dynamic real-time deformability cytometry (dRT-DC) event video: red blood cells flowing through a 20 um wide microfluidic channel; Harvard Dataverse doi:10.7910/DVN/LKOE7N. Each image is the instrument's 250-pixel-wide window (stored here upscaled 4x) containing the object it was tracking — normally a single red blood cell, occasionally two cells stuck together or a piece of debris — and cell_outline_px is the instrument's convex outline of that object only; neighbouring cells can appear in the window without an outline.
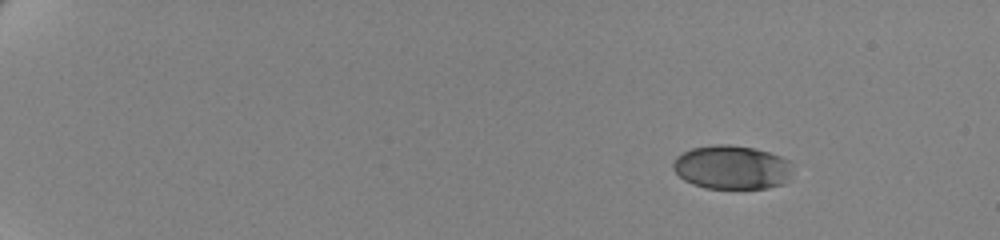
{"species": "human", "species_latin": "Homo sapiens", "temperature_condition": "cold", "stored_images_in_passage": 54, "camera_frame_rate_fps": 3000, "um_per_image_px": 0.085, "donor": {"sex": "female"}, "frame": {"image": 1, "passage_image": 1, "time_ms": 0.0, "image_size_px": [1000, 240], "cell_outline_px": [[792, 172], [784, 184], [768, 188], [704, 188], [692, 184], [684, 180], [672, 168], [672, 164], [676, 156], [692, 148], [716, 144], [728, 144], [752, 148], [768, 152], [792, 160]], "centroid_in_image_um": [62.22, 14.22], "position_along_channel_um": 22.8, "area_um2": 30.75}}
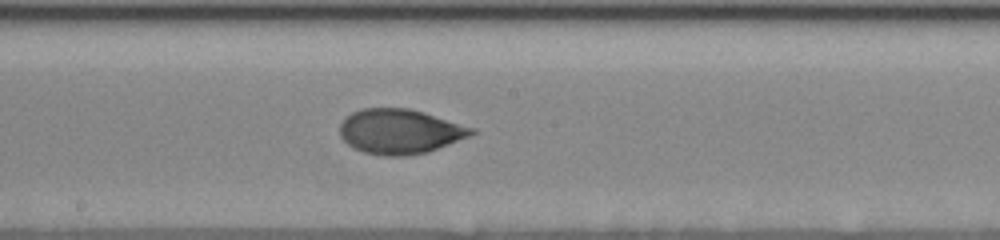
{"frame": {"image": 2, "passage_image": 30, "time_ms": 9.667, "image_size_px": [1000, 240], "cell_outline_px": [[476, 132], [468, 136], [428, 152], [404, 156], [384, 156], [364, 152], [348, 144], [340, 136], [340, 124], [352, 112], [360, 108], [408, 108], [424, 112], [476, 128]], "centroid_in_image_um": [33.99, 11.17], "position_along_channel_um": 214.2, "area_um2": 34.22}}
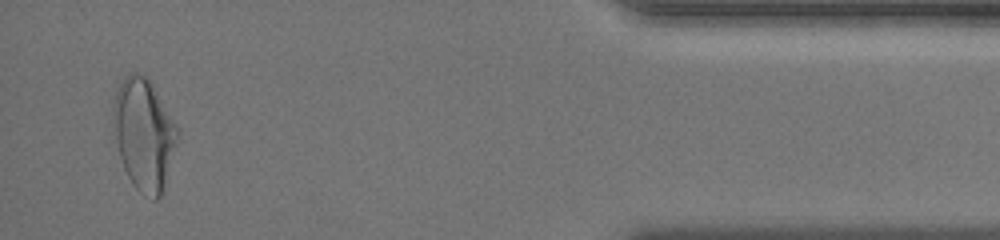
{"frame": {"image": 3, "passage_image": 52, "time_ms": 17.0, "image_size_px": [1000, 240], "cell_outline_px": [[180, 136], [160, 196], [156, 200], [152, 200], [144, 196], [132, 184], [124, 168], [120, 156], [116, 140], [112, 120], [112, 104], [116, 92], [124, 76], [128, 72], [140, 72], [148, 76], [180, 128]], "centroid_in_image_um": [12.25, 11.35], "position_along_channel_um": 422.9, "area_um2": 42.37}, "authors_computed_cell_mechanics": {"area_um2": 33.9575, "velocity_mm_per_s": 3.4951, "shape_relaxation_time_tau1_ms": 4.8782, "shape_relaxation_time_tau2_ms": 1.1995, "deformation_change_tau1": 0.1553, "deformation_change_tau2": 0.0519}}